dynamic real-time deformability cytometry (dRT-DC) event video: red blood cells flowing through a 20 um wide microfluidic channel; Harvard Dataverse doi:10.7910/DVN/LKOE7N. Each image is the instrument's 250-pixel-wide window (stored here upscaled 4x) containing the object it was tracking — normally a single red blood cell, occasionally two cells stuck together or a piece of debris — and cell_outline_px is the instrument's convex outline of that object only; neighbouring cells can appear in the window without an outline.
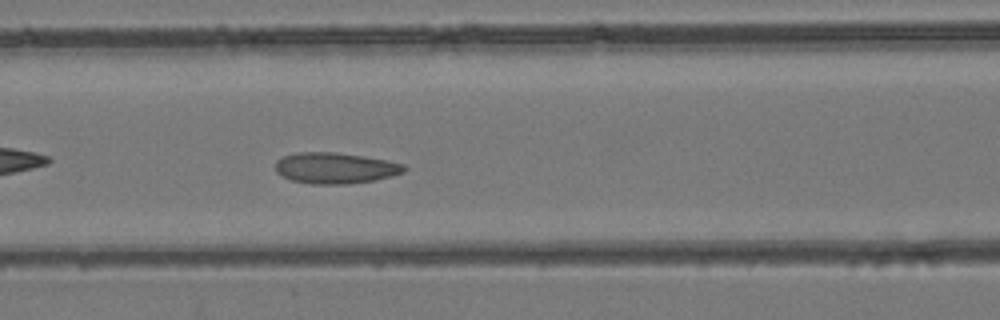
{"species": "common noctule bat (a hibernating species)", "species_latin": "Nyctalus noctula", "temperature_condition": "room temperature", "stored_images_in_passage": 47, "camera_frame_rate_fps": 3000, "um_per_image_px": 0.085, "animal": {"sex": "female", "body_mass_g": 24.6, "forearm_length_mm": 56.2}, "frame": {"image": 1, "passage_image": 18, "time_ms": 5.667, "image_size_px": [1000, 320], "cell_outline_px": [[408, 168], [404, 172], [392, 176], [372, 180], [344, 184], [312, 184], [292, 180], [276, 172], [276, 160], [284, 156], [296, 152], [336, 152], [364, 156], [388, 160], [404, 164]], "centroid_in_image_um": [28.52, 14.27], "position_along_channel_um": 138.1, "area_um2": 23.24}}
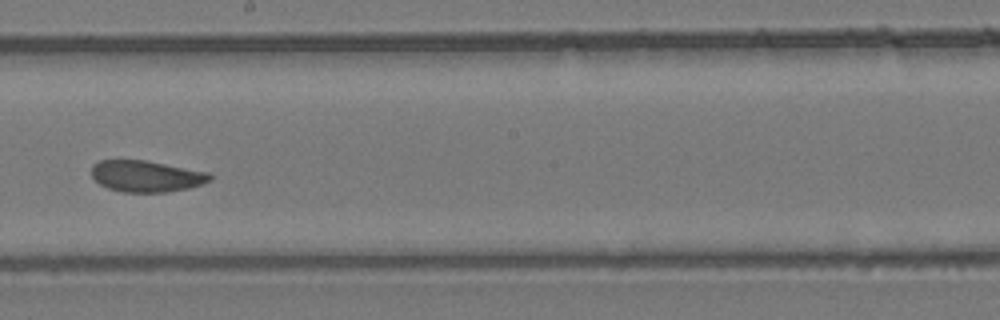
{"frame": {"image": 2, "passage_image": 25, "time_ms": 8.0, "image_size_px": [1000, 320], "cell_outline_px": [[212, 180], [188, 188], [168, 192], [124, 192], [108, 188], [100, 184], [92, 176], [92, 164], [100, 160], [144, 160], [208, 172], [212, 176]], "centroid_in_image_um": [12.42, 14.97], "position_along_channel_um": 235.8, "area_um2": 21.5}}
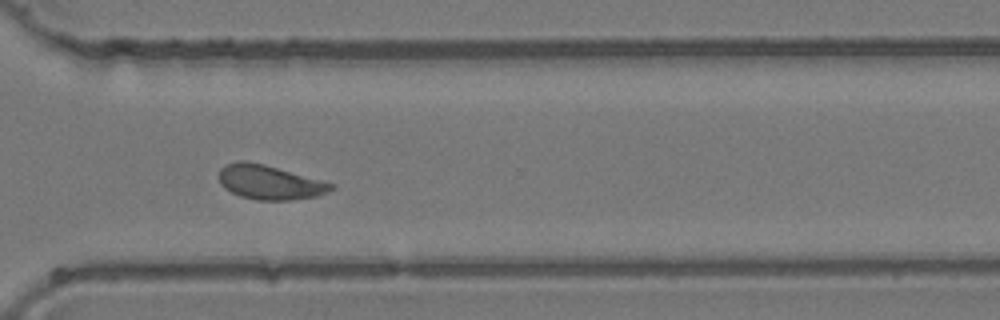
{"frame": {"image": 3, "passage_image": 33, "time_ms": 10.667, "image_size_px": [1000, 320], "cell_outline_px": [[336, 188], [328, 192], [316, 196], [288, 200], [256, 200], [240, 196], [224, 188], [220, 184], [220, 168], [224, 164], [236, 160], [244, 160], [264, 164], [336, 184]], "centroid_in_image_um": [22.91, 15.48], "position_along_channel_um": 347.7, "area_um2": 22.54}}